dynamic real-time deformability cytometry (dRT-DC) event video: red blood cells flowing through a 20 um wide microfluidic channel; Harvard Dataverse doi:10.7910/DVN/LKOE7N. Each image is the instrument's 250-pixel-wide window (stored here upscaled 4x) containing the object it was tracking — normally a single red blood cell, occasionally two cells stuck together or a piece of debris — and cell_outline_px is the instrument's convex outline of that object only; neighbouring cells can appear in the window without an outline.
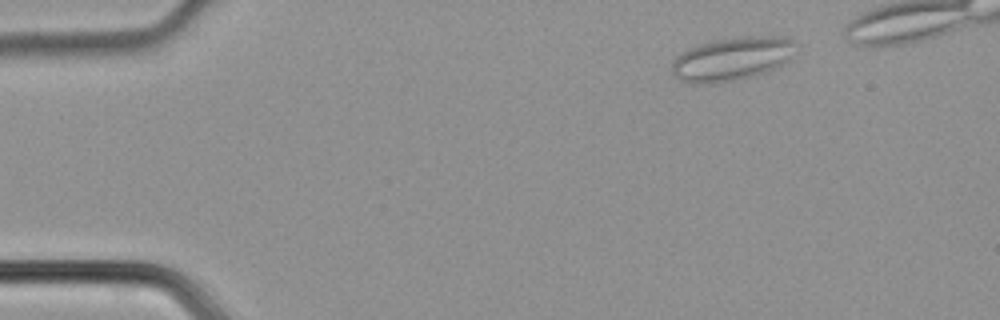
{"species": "common noctule bat (a hibernating species)", "species_latin": "Nyctalus noctula", "temperature_condition": "cold", "stored_images_in_passage": 44, "camera_frame_rate_fps": 3000, "um_per_image_px": 0.085, "animal": {"sex": "male", "body_mass_g": 21.5, "forearm_length_mm": 52.0}, "frame": {"image": 1, "passage_image": 3, "time_ms": 0.667, "image_size_px": [1000, 320], "cell_outline_px": [[796, 44], [792, 60], [768, 72], [756, 76], [736, 80], [712, 84], [688, 84], [680, 80], [672, 72], [672, 60], [680, 52], [696, 44], [712, 40], [740, 36], [784, 36], [792, 40]], "centroid_in_image_um": [62.23, 5.0], "position_along_channel_um": 22.8, "area_um2": 32.37}}
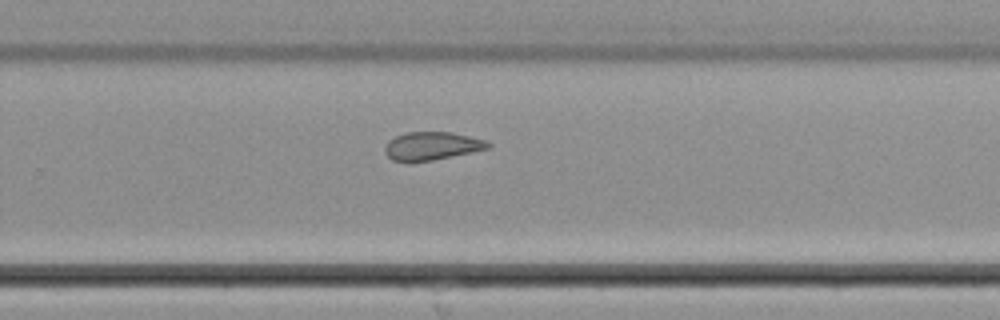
{"frame": {"image": 2, "passage_image": 27, "time_ms": 8.667, "image_size_px": [1000, 320], "cell_outline_px": [[492, 144], [488, 148], [472, 152], [432, 160], [408, 164], [392, 160], [384, 152], [384, 148], [388, 140], [404, 132], [452, 132], [488, 140]], "centroid_in_image_um": [36.67, 12.42], "position_along_channel_um": 293.1, "area_um2": 17.34}}
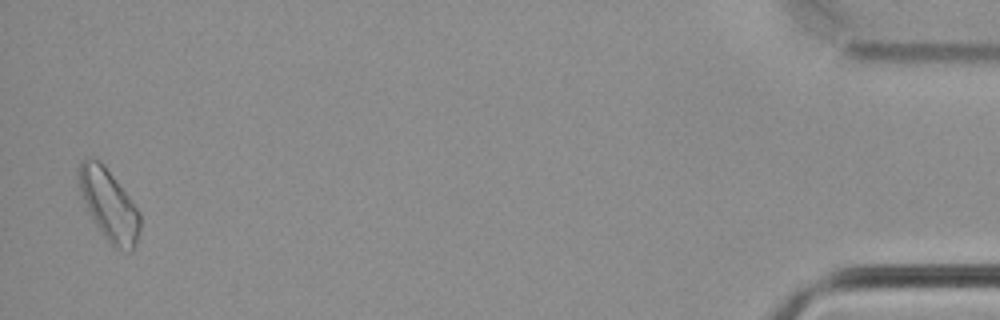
{"frame": {"image": 3, "passage_image": 43, "time_ms": 14.0, "image_size_px": [1000, 320], "cell_outline_px": [[140, 232], [132, 252], [128, 252], [116, 248], [104, 236], [96, 224], [80, 192], [76, 168], [80, 160], [88, 156], [100, 160], [128, 196], [140, 212]], "centroid_in_image_um": [9.24, 17.37], "position_along_channel_um": 426.0, "area_um2": 25.2}}